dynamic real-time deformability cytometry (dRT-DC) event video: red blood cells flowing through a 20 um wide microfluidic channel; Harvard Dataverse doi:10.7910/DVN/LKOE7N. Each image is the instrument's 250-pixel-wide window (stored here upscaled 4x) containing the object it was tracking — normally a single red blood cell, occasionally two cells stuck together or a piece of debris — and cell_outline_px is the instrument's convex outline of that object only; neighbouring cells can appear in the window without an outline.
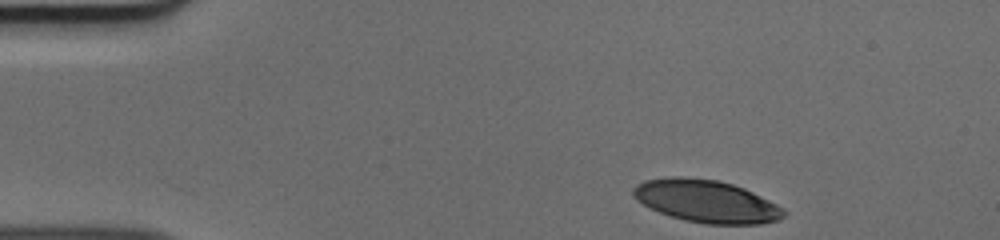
{"species": "human", "species_latin": "Homo sapiens", "temperature_condition": "cold", "stored_images_in_passage": 36, "camera_frame_rate_fps": 3000, "um_per_image_px": 0.085, "donor": {"sex": "male"}, "frame": {"image": 1, "passage_image": 1, "time_ms": 0.0, "image_size_px": [1000, 240], "cell_outline_px": [[788, 212], [784, 216], [776, 220], [760, 224], [704, 224], [684, 220], [660, 212], [636, 200], [632, 192], [632, 188], [636, 184], [644, 180], [668, 176], [680, 176], [716, 180], [732, 184], [744, 188], [776, 204]], "centroid_in_image_um": [60.01, 17.1], "position_along_channel_um": 25.0, "area_um2": 37.17}}
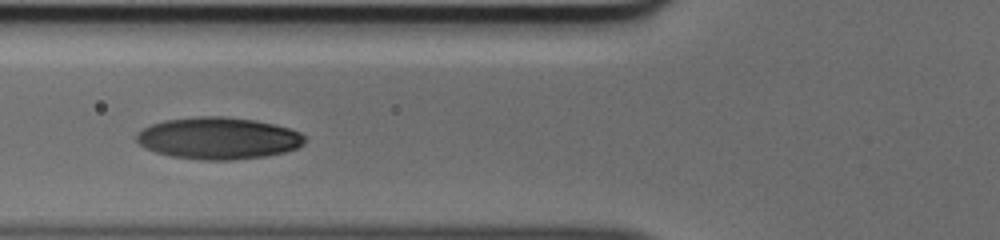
{"frame": {"image": 2, "passage_image": 13, "time_ms": 4.0, "image_size_px": [1000, 240], "cell_outline_px": [[304, 144], [296, 148], [284, 152], [264, 156], [236, 160], [200, 160], [172, 156], [156, 152], [144, 148], [136, 140], [136, 136], [144, 128], [152, 124], [164, 120], [200, 116], [224, 116], [256, 120], [288, 128], [300, 132], [304, 136]], "centroid_in_image_um": [18.55, 11.75], "position_along_channel_um": 107.2, "area_um2": 40.98}}
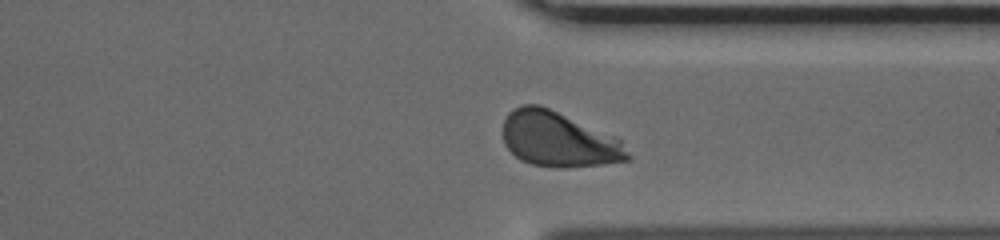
{"frame": {"image": 3, "passage_image": 32, "time_ms": 10.333, "image_size_px": [1000, 240], "cell_outline_px": [[628, 160], [604, 164], [556, 168], [532, 164], [520, 160], [504, 144], [504, 120], [508, 112], [512, 108], [520, 104], [540, 104], [616, 136], [620, 140], [628, 156]], "centroid_in_image_um": [47.44, 11.82], "position_along_channel_um": 364.0, "area_um2": 39.94}}